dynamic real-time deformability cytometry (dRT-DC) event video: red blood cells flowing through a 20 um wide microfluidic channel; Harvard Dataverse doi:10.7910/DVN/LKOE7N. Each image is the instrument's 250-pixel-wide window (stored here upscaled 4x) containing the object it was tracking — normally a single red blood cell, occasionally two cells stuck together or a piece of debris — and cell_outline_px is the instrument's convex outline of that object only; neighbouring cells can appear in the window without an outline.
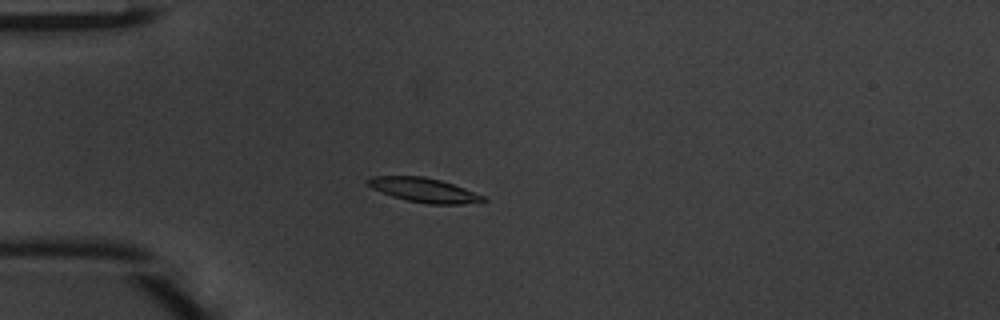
{"species": "common noctule bat (a hibernating species)", "species_latin": "Nyctalus noctula", "temperature_condition": "warm", "stored_images_in_passage": 36, "camera_frame_rate_fps": 3000, "um_per_image_px": 0.085, "animal": {"sex": "male", "body_mass_g": 20.1, "forearm_length_mm": 53.5}, "frame": {"image": 1, "passage_image": 1, "time_ms": 0.0, "image_size_px": [1000, 320], "cell_outline_px": [[488, 200], [464, 204], [428, 204], [408, 200], [392, 196], [372, 188], [364, 180], [372, 176], [424, 176], [440, 180], [464, 188], [484, 196]], "centroid_in_image_um": [36.02, 16.15], "position_along_channel_um": 49.0, "area_um2": 16.18}}
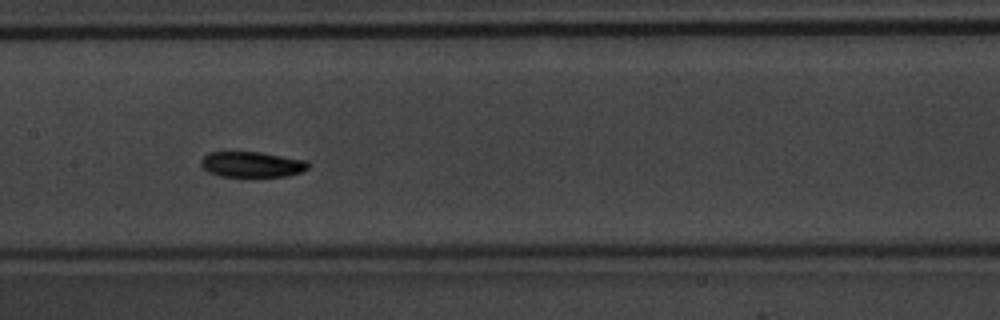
{"frame": {"image": 2, "passage_image": 12, "time_ms": 3.667, "image_size_px": [1000, 320], "cell_outline_px": [[312, 164], [308, 168], [300, 172], [288, 176], [220, 176], [208, 172], [200, 164], [200, 160], [208, 152], [260, 152], [304, 160]], "centroid_in_image_um": [21.4, 13.97], "position_along_channel_um": 186.0, "area_um2": 15.9}}
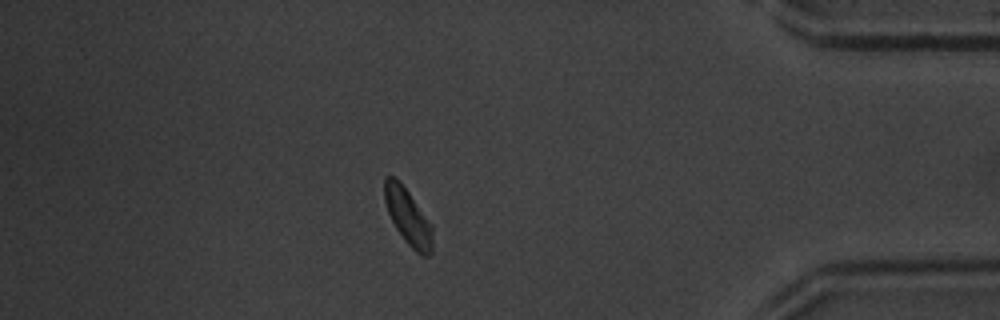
{"frame": {"image": 3, "passage_image": 30, "time_ms": 9.667, "image_size_px": [1000, 320], "cell_outline_px": [[432, 252], [428, 256], [420, 256], [404, 240], [396, 228], [388, 212], [384, 200], [384, 180], [388, 176], [392, 176], [400, 180], [432, 224]], "centroid_in_image_um": [34.69, 18.43], "position_along_channel_um": 400.5, "area_um2": 15.78}, "authors_computed_cell_mechanics": {"area_um2": 15.895, "velocity_mm_per_s": 4.1541, "shape_relaxation_time_tau1_ms": 1.6563, "shape_relaxation_time_tau2_ms": 9.1165, "deformation_change_tau1": 0.1277, "deformation_change_tau2": 0.1397}}